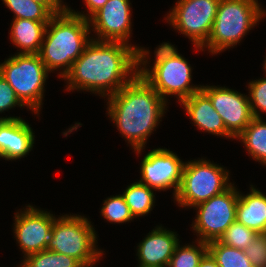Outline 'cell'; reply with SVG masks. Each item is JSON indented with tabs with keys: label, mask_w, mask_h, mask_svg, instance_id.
Segmentation results:
<instances>
[{
	"label": "cell",
	"mask_w": 266,
	"mask_h": 267,
	"mask_svg": "<svg viewBox=\"0 0 266 267\" xmlns=\"http://www.w3.org/2000/svg\"><path fill=\"white\" fill-rule=\"evenodd\" d=\"M138 71L139 53L131 45L92 39L63 80L68 91L86 90L105 98L128 84Z\"/></svg>",
	"instance_id": "1"
},
{
	"label": "cell",
	"mask_w": 266,
	"mask_h": 267,
	"mask_svg": "<svg viewBox=\"0 0 266 267\" xmlns=\"http://www.w3.org/2000/svg\"><path fill=\"white\" fill-rule=\"evenodd\" d=\"M106 99L109 118L139 155L145 148L148 137L166 113L168 101H165L139 73Z\"/></svg>",
	"instance_id": "2"
},
{
	"label": "cell",
	"mask_w": 266,
	"mask_h": 267,
	"mask_svg": "<svg viewBox=\"0 0 266 267\" xmlns=\"http://www.w3.org/2000/svg\"><path fill=\"white\" fill-rule=\"evenodd\" d=\"M90 33L88 19L71 12L55 14L46 26L38 53L47 70L60 68L62 71L58 75L63 79L92 40Z\"/></svg>",
	"instance_id": "3"
},
{
	"label": "cell",
	"mask_w": 266,
	"mask_h": 267,
	"mask_svg": "<svg viewBox=\"0 0 266 267\" xmlns=\"http://www.w3.org/2000/svg\"><path fill=\"white\" fill-rule=\"evenodd\" d=\"M149 52L145 48L140 50L138 73L165 101L168 100L166 96L174 95L178 96L180 104L201 90L202 85H190L193 69L174 45L163 42L158 48L156 47L152 68H147L150 62Z\"/></svg>",
	"instance_id": "4"
},
{
	"label": "cell",
	"mask_w": 266,
	"mask_h": 267,
	"mask_svg": "<svg viewBox=\"0 0 266 267\" xmlns=\"http://www.w3.org/2000/svg\"><path fill=\"white\" fill-rule=\"evenodd\" d=\"M266 15L258 0H220L208 41L201 47L214 55L237 46Z\"/></svg>",
	"instance_id": "5"
},
{
	"label": "cell",
	"mask_w": 266,
	"mask_h": 267,
	"mask_svg": "<svg viewBox=\"0 0 266 267\" xmlns=\"http://www.w3.org/2000/svg\"><path fill=\"white\" fill-rule=\"evenodd\" d=\"M48 73L38 54L16 53L0 64V74L20 101L37 116L43 104Z\"/></svg>",
	"instance_id": "6"
},
{
	"label": "cell",
	"mask_w": 266,
	"mask_h": 267,
	"mask_svg": "<svg viewBox=\"0 0 266 267\" xmlns=\"http://www.w3.org/2000/svg\"><path fill=\"white\" fill-rule=\"evenodd\" d=\"M229 171L204 158L185 162L182 182L175 196L180 207H195L227 190L232 183Z\"/></svg>",
	"instance_id": "7"
},
{
	"label": "cell",
	"mask_w": 266,
	"mask_h": 267,
	"mask_svg": "<svg viewBox=\"0 0 266 267\" xmlns=\"http://www.w3.org/2000/svg\"><path fill=\"white\" fill-rule=\"evenodd\" d=\"M97 234L84 216L62 215L54 220L46 250L64 254L79 263L95 259L101 252L96 246Z\"/></svg>",
	"instance_id": "8"
},
{
	"label": "cell",
	"mask_w": 266,
	"mask_h": 267,
	"mask_svg": "<svg viewBox=\"0 0 266 267\" xmlns=\"http://www.w3.org/2000/svg\"><path fill=\"white\" fill-rule=\"evenodd\" d=\"M220 0H178L169 11L167 23L188 37L196 49L208 41Z\"/></svg>",
	"instance_id": "9"
},
{
	"label": "cell",
	"mask_w": 266,
	"mask_h": 267,
	"mask_svg": "<svg viewBox=\"0 0 266 267\" xmlns=\"http://www.w3.org/2000/svg\"><path fill=\"white\" fill-rule=\"evenodd\" d=\"M223 193L211 197L195 207L197 215L192 223V228L202 242L209 243L219 240L226 229L236 221V208L239 191L233 186Z\"/></svg>",
	"instance_id": "10"
},
{
	"label": "cell",
	"mask_w": 266,
	"mask_h": 267,
	"mask_svg": "<svg viewBox=\"0 0 266 267\" xmlns=\"http://www.w3.org/2000/svg\"><path fill=\"white\" fill-rule=\"evenodd\" d=\"M184 164L185 162L169 149H153L142 159L139 182L149 186L154 191H165L173 188L175 198L182 182Z\"/></svg>",
	"instance_id": "11"
},
{
	"label": "cell",
	"mask_w": 266,
	"mask_h": 267,
	"mask_svg": "<svg viewBox=\"0 0 266 267\" xmlns=\"http://www.w3.org/2000/svg\"><path fill=\"white\" fill-rule=\"evenodd\" d=\"M130 0H108V2L95 12L88 20L96 32L98 41L122 42L131 45L138 53L143 47L133 46L129 43L131 30Z\"/></svg>",
	"instance_id": "12"
},
{
	"label": "cell",
	"mask_w": 266,
	"mask_h": 267,
	"mask_svg": "<svg viewBox=\"0 0 266 267\" xmlns=\"http://www.w3.org/2000/svg\"><path fill=\"white\" fill-rule=\"evenodd\" d=\"M19 212L14 217L13 231L19 248L24 253L23 257L46 250L55 216L31 205Z\"/></svg>",
	"instance_id": "13"
},
{
	"label": "cell",
	"mask_w": 266,
	"mask_h": 267,
	"mask_svg": "<svg viewBox=\"0 0 266 267\" xmlns=\"http://www.w3.org/2000/svg\"><path fill=\"white\" fill-rule=\"evenodd\" d=\"M216 112L221 116L227 132L236 139L254 118L249 96L220 86H202Z\"/></svg>",
	"instance_id": "14"
},
{
	"label": "cell",
	"mask_w": 266,
	"mask_h": 267,
	"mask_svg": "<svg viewBox=\"0 0 266 267\" xmlns=\"http://www.w3.org/2000/svg\"><path fill=\"white\" fill-rule=\"evenodd\" d=\"M176 232L157 226L137 246L138 267H168L180 242Z\"/></svg>",
	"instance_id": "15"
},
{
	"label": "cell",
	"mask_w": 266,
	"mask_h": 267,
	"mask_svg": "<svg viewBox=\"0 0 266 267\" xmlns=\"http://www.w3.org/2000/svg\"><path fill=\"white\" fill-rule=\"evenodd\" d=\"M180 105L183 106L198 130L220 137L233 138L227 132L224 122L213 107L210 98L202 90L193 93L189 98L183 100Z\"/></svg>",
	"instance_id": "16"
},
{
	"label": "cell",
	"mask_w": 266,
	"mask_h": 267,
	"mask_svg": "<svg viewBox=\"0 0 266 267\" xmlns=\"http://www.w3.org/2000/svg\"><path fill=\"white\" fill-rule=\"evenodd\" d=\"M250 186L248 194L239 192L236 221L258 234H266V195Z\"/></svg>",
	"instance_id": "17"
},
{
	"label": "cell",
	"mask_w": 266,
	"mask_h": 267,
	"mask_svg": "<svg viewBox=\"0 0 266 267\" xmlns=\"http://www.w3.org/2000/svg\"><path fill=\"white\" fill-rule=\"evenodd\" d=\"M48 22L29 19H13L10 29L12 43L20 48V54H38Z\"/></svg>",
	"instance_id": "18"
},
{
	"label": "cell",
	"mask_w": 266,
	"mask_h": 267,
	"mask_svg": "<svg viewBox=\"0 0 266 267\" xmlns=\"http://www.w3.org/2000/svg\"><path fill=\"white\" fill-rule=\"evenodd\" d=\"M237 139L253 159L266 165V122L262 118L254 117Z\"/></svg>",
	"instance_id": "19"
},
{
	"label": "cell",
	"mask_w": 266,
	"mask_h": 267,
	"mask_svg": "<svg viewBox=\"0 0 266 267\" xmlns=\"http://www.w3.org/2000/svg\"><path fill=\"white\" fill-rule=\"evenodd\" d=\"M154 189L137 181L127 186L122 193L134 218L151 212L155 203Z\"/></svg>",
	"instance_id": "20"
},
{
	"label": "cell",
	"mask_w": 266,
	"mask_h": 267,
	"mask_svg": "<svg viewBox=\"0 0 266 267\" xmlns=\"http://www.w3.org/2000/svg\"><path fill=\"white\" fill-rule=\"evenodd\" d=\"M14 13V19L49 22L55 15L45 4L32 0H2Z\"/></svg>",
	"instance_id": "21"
},
{
	"label": "cell",
	"mask_w": 266,
	"mask_h": 267,
	"mask_svg": "<svg viewBox=\"0 0 266 267\" xmlns=\"http://www.w3.org/2000/svg\"><path fill=\"white\" fill-rule=\"evenodd\" d=\"M34 132L24 119L12 120L11 161L28 155L34 144Z\"/></svg>",
	"instance_id": "22"
},
{
	"label": "cell",
	"mask_w": 266,
	"mask_h": 267,
	"mask_svg": "<svg viewBox=\"0 0 266 267\" xmlns=\"http://www.w3.org/2000/svg\"><path fill=\"white\" fill-rule=\"evenodd\" d=\"M208 252L219 267H253L244 250L224 245L218 240L208 243Z\"/></svg>",
	"instance_id": "23"
},
{
	"label": "cell",
	"mask_w": 266,
	"mask_h": 267,
	"mask_svg": "<svg viewBox=\"0 0 266 267\" xmlns=\"http://www.w3.org/2000/svg\"><path fill=\"white\" fill-rule=\"evenodd\" d=\"M196 242L197 246L195 244H186L182 247L179 242L175 247L168 267H198L201 259L208 252V243L200 240Z\"/></svg>",
	"instance_id": "24"
},
{
	"label": "cell",
	"mask_w": 266,
	"mask_h": 267,
	"mask_svg": "<svg viewBox=\"0 0 266 267\" xmlns=\"http://www.w3.org/2000/svg\"><path fill=\"white\" fill-rule=\"evenodd\" d=\"M19 267H76L79 262L73 257L43 250L26 256Z\"/></svg>",
	"instance_id": "25"
},
{
	"label": "cell",
	"mask_w": 266,
	"mask_h": 267,
	"mask_svg": "<svg viewBox=\"0 0 266 267\" xmlns=\"http://www.w3.org/2000/svg\"><path fill=\"white\" fill-rule=\"evenodd\" d=\"M100 213L111 223H125L134 219L122 194L110 196L104 200Z\"/></svg>",
	"instance_id": "26"
},
{
	"label": "cell",
	"mask_w": 266,
	"mask_h": 267,
	"mask_svg": "<svg viewBox=\"0 0 266 267\" xmlns=\"http://www.w3.org/2000/svg\"><path fill=\"white\" fill-rule=\"evenodd\" d=\"M257 235L256 231L235 221L226 229L218 241L224 245L244 250Z\"/></svg>",
	"instance_id": "27"
},
{
	"label": "cell",
	"mask_w": 266,
	"mask_h": 267,
	"mask_svg": "<svg viewBox=\"0 0 266 267\" xmlns=\"http://www.w3.org/2000/svg\"><path fill=\"white\" fill-rule=\"evenodd\" d=\"M248 89L253 117L262 118L260 112H266V78L249 82Z\"/></svg>",
	"instance_id": "28"
},
{
	"label": "cell",
	"mask_w": 266,
	"mask_h": 267,
	"mask_svg": "<svg viewBox=\"0 0 266 267\" xmlns=\"http://www.w3.org/2000/svg\"><path fill=\"white\" fill-rule=\"evenodd\" d=\"M24 107L25 105L17 97L14 89L8 84L4 77L0 74V113L11 110L16 106ZM20 117H0V120H14Z\"/></svg>",
	"instance_id": "29"
},
{
	"label": "cell",
	"mask_w": 266,
	"mask_h": 267,
	"mask_svg": "<svg viewBox=\"0 0 266 267\" xmlns=\"http://www.w3.org/2000/svg\"><path fill=\"white\" fill-rule=\"evenodd\" d=\"M244 252L253 267H266V234H258Z\"/></svg>",
	"instance_id": "30"
},
{
	"label": "cell",
	"mask_w": 266,
	"mask_h": 267,
	"mask_svg": "<svg viewBox=\"0 0 266 267\" xmlns=\"http://www.w3.org/2000/svg\"><path fill=\"white\" fill-rule=\"evenodd\" d=\"M12 120H0V158L11 160Z\"/></svg>",
	"instance_id": "31"
},
{
	"label": "cell",
	"mask_w": 266,
	"mask_h": 267,
	"mask_svg": "<svg viewBox=\"0 0 266 267\" xmlns=\"http://www.w3.org/2000/svg\"><path fill=\"white\" fill-rule=\"evenodd\" d=\"M85 5L87 6V14L76 12L75 10H71V13L83 17L85 19H89L95 12H97L101 7H103L108 0H84Z\"/></svg>",
	"instance_id": "32"
},
{
	"label": "cell",
	"mask_w": 266,
	"mask_h": 267,
	"mask_svg": "<svg viewBox=\"0 0 266 267\" xmlns=\"http://www.w3.org/2000/svg\"><path fill=\"white\" fill-rule=\"evenodd\" d=\"M198 267H219V266L217 265V262L212 257V255L209 252H207L201 259Z\"/></svg>",
	"instance_id": "33"
},
{
	"label": "cell",
	"mask_w": 266,
	"mask_h": 267,
	"mask_svg": "<svg viewBox=\"0 0 266 267\" xmlns=\"http://www.w3.org/2000/svg\"><path fill=\"white\" fill-rule=\"evenodd\" d=\"M59 12H71V8L63 3L62 0H48Z\"/></svg>",
	"instance_id": "34"
},
{
	"label": "cell",
	"mask_w": 266,
	"mask_h": 267,
	"mask_svg": "<svg viewBox=\"0 0 266 267\" xmlns=\"http://www.w3.org/2000/svg\"><path fill=\"white\" fill-rule=\"evenodd\" d=\"M102 254H104L103 251L95 259L90 260L88 262L79 263L76 267H93V265L97 263V261L99 262V259L101 258Z\"/></svg>",
	"instance_id": "35"
},
{
	"label": "cell",
	"mask_w": 266,
	"mask_h": 267,
	"mask_svg": "<svg viewBox=\"0 0 266 267\" xmlns=\"http://www.w3.org/2000/svg\"><path fill=\"white\" fill-rule=\"evenodd\" d=\"M45 4L54 14L60 13L48 0H32Z\"/></svg>",
	"instance_id": "36"
},
{
	"label": "cell",
	"mask_w": 266,
	"mask_h": 267,
	"mask_svg": "<svg viewBox=\"0 0 266 267\" xmlns=\"http://www.w3.org/2000/svg\"><path fill=\"white\" fill-rule=\"evenodd\" d=\"M263 66H264V70H265L264 72H266V57H265V61H264V65Z\"/></svg>",
	"instance_id": "37"
}]
</instances>
